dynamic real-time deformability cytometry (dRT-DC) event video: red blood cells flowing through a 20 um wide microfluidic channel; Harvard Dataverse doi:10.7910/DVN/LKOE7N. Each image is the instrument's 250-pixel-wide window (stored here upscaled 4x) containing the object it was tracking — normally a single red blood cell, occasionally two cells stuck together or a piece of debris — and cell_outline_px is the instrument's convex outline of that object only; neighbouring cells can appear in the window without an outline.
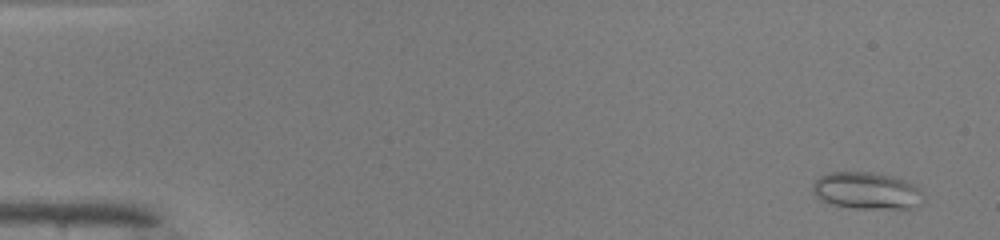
{"species": "common noctule bat (a hibernating species)", "species_latin": "Nyctalus noctula", "temperature_condition": "warm", "stored_images_in_passage": 50, "camera_frame_rate_fps": 3000, "um_per_image_px": 0.085, "animal": {"sex": "male", "body_mass_g": 19.0, "forearm_length_mm": 50.8}, "frame": {"image": 1, "passage_image": 3, "time_ms": 0.667, "image_size_px": [1000, 240], "cell_outline_px": [[924, 196], [920, 204], [908, 208], [856, 208], [832, 204], [820, 200], [812, 192], [812, 184], [820, 176], [828, 172], [872, 172], [892, 176], [916, 184], [920, 188]], "centroid_in_image_um": [73.67, 16.2], "position_along_channel_um": 11.3, "area_um2": 23.93}}
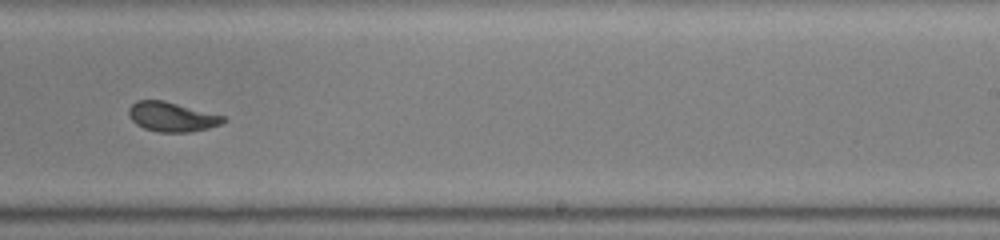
{"frame": {"image": 2, "passage_image": 32, "time_ms": 10.333, "image_size_px": [1000, 240], "cell_outline_px": [[228, 120], [220, 124], [208, 128], [188, 132], [156, 132], [144, 128], [136, 124], [132, 120], [128, 112], [128, 108], [136, 100], [164, 100], [224, 116]], "centroid_in_image_um": [14.59, 9.93], "position_along_channel_um": 274.4, "area_um2": 16.24}}
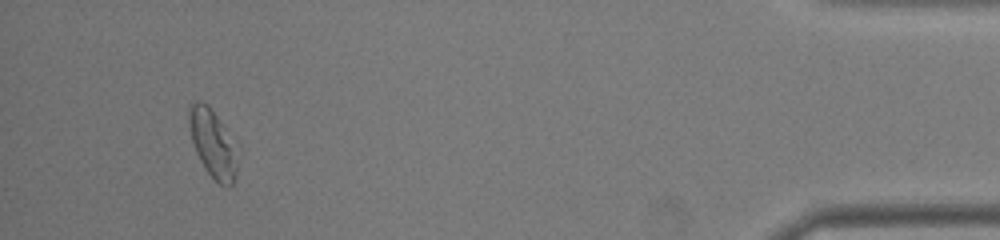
{"frame": {"image": 3, "passage_image": 47, "time_ms": 15.333, "image_size_px": [1000, 240], "cell_outline_px": [[236, 172], [232, 184], [228, 188], [220, 184], [204, 168], [196, 152], [192, 140], [188, 120], [188, 104], [192, 100], [196, 100], [208, 104], [216, 116], [220, 124], [236, 168]], "centroid_in_image_um": [17.92, 12.16], "position_along_channel_um": 417.3, "area_um2": 17.46}, "authors_computed_cell_mechanics": {"area_um2": 17.0799, "velocity_mm_per_s": 4.1438, "shape_relaxation_time_tau1_ms": 3.9184, "shape_relaxation_time_tau2_ms": 0.8033, "deformation_change_tau1": 0.1451, "deformation_change_tau2": 0.0603}}